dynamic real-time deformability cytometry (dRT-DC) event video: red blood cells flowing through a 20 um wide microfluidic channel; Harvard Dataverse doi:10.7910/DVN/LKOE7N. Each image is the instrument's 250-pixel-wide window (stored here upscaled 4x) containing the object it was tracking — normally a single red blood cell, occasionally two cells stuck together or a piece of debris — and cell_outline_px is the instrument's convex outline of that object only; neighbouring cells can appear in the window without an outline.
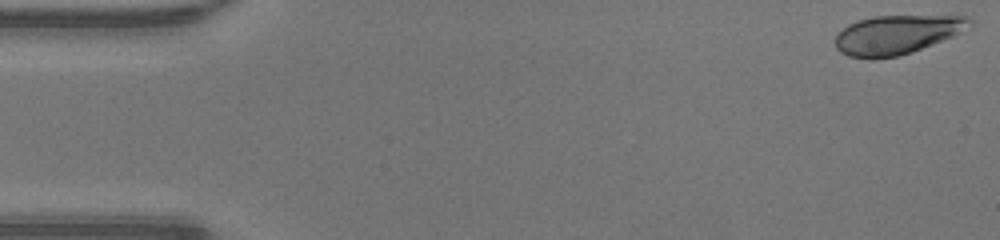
{"species": "human", "species_latin": "Homo sapiens", "temperature_condition": "warm", "stored_images_in_passage": 48, "camera_frame_rate_fps": 3000, "um_per_image_px": 0.085, "donor": {"sex": "male"}, "frame": {"image": 1, "passage_image": 1, "time_ms": 0.0, "image_size_px": [1000, 240], "cell_outline_px": [[972, 28], [912, 52], [900, 56], [876, 60], [868, 60], [848, 56], [840, 52], [836, 48], [836, 36], [848, 24], [872, 16], [956, 12], [968, 16], [972, 20]], "centroid_in_image_um": [76.37, 2.89], "position_along_channel_um": 8.6, "area_um2": 32.19}}
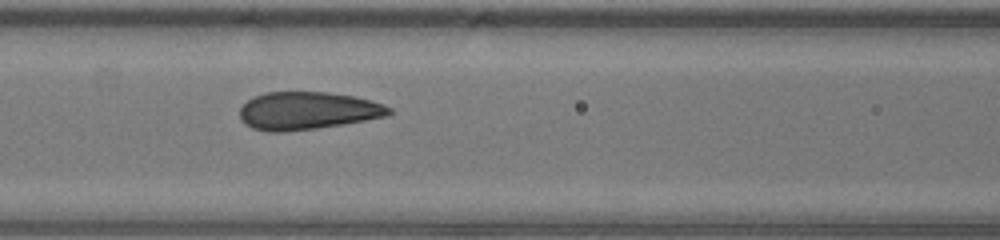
{"frame": {"image": 2, "passage_image": 20, "time_ms": 6.333, "image_size_px": [1000, 240], "cell_outline_px": [[392, 112], [388, 116], [344, 124], [316, 128], [284, 132], [268, 132], [252, 128], [244, 124], [240, 120], [240, 108], [252, 96], [264, 92], [328, 92], [352, 96], [372, 100], [384, 104], [392, 108]], "centroid_in_image_um": [26.13, 9.41], "position_along_channel_um": 140.5, "area_um2": 33.12}}
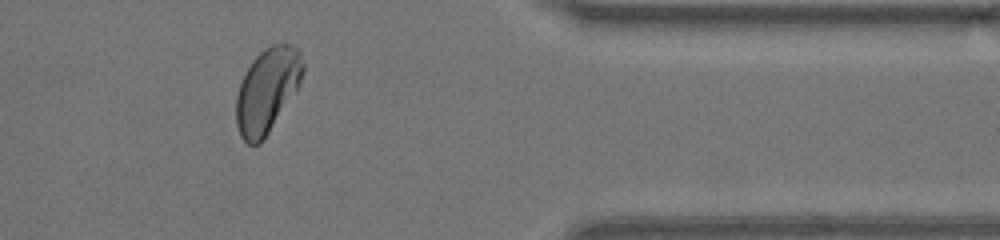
{"frame": {"image": 3, "passage_image": 39, "time_ms": 12.667, "image_size_px": [1000, 240], "cell_outline_px": [[304, 72], [300, 84], [296, 92], [260, 144], [248, 144], [240, 136], [236, 124], [236, 96], [240, 84], [252, 60], [264, 48], [272, 44], [292, 44], [300, 48], [304, 64]], "centroid_in_image_um": [22.74, 7.65], "position_along_channel_um": 388.7, "area_um2": 33.0}, "authors_computed_cell_mechanics": {"area_um2": 33.0038, "velocity_mm_per_s": 4.2934, "shape_relaxation_time_tau1_ms": 3.0062, "shape_relaxation_time_tau2_ms": null, "deformation_change_tau1": 0.1311, "deformation_change_tau2": null}}